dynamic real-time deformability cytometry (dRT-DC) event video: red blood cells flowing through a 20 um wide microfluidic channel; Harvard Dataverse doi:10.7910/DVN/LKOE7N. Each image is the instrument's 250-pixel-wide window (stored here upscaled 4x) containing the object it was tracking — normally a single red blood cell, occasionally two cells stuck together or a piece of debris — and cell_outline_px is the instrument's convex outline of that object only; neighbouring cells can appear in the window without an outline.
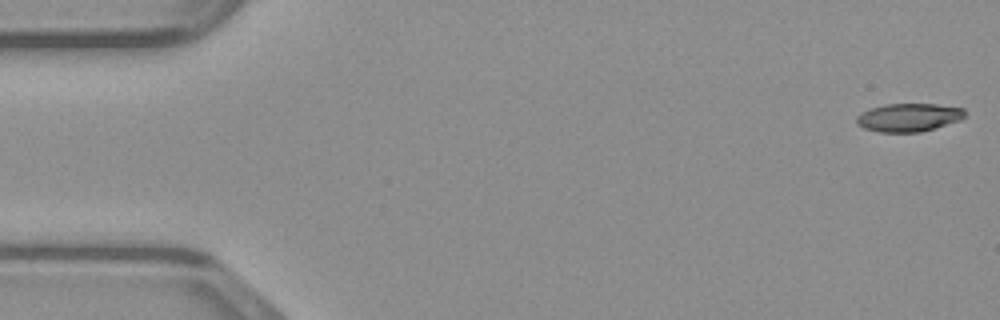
{"species": "common noctule bat (a hibernating species)", "species_latin": "Nyctalus noctula", "temperature_condition": "warm", "stored_images_in_passage": 9, "camera_frame_rate_fps": 3000, "um_per_image_px": 0.085, "animal": {"sex": "male", "body_mass_g": 23.1, "forearm_length_mm": 52.7}, "frame": {"image": 1, "passage_image": 1, "time_ms": 0.0, "image_size_px": [1000, 320], "cell_outline_px": [[964, 116], [960, 120], [920, 132], [880, 132], [864, 128], [856, 124], [856, 116], [860, 112], [868, 108], [884, 104], [936, 104], [964, 108]], "centroid_in_image_um": [77.18, 9.97], "position_along_channel_um": 7.8, "area_um2": 17.86}}